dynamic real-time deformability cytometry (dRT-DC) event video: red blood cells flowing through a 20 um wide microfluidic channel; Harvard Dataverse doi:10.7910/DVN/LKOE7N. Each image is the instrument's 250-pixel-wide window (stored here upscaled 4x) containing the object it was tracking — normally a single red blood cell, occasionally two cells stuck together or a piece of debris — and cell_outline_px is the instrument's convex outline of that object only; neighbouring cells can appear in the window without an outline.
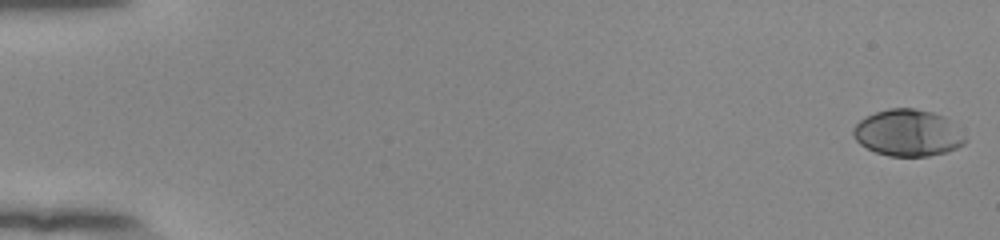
{"species": "human", "species_latin": "Homo sapiens", "temperature_condition": "room temperature", "stored_images_in_passage": 54, "camera_frame_rate_fps": 3000, "um_per_image_px": 0.085, "donor": {"sex": "female"}, "frame": {"image": 1, "passage_image": 1, "time_ms": 0.0, "image_size_px": [1000, 240], "cell_outline_px": [[968, 140], [964, 144], [948, 152], [928, 156], [888, 156], [876, 152], [860, 144], [852, 136], [852, 128], [860, 120], [876, 112], [888, 108], [916, 108], [932, 112], [944, 116]], "centroid_in_image_um": [77.15, 11.3], "position_along_channel_um": 7.8, "area_um2": 30.35}}
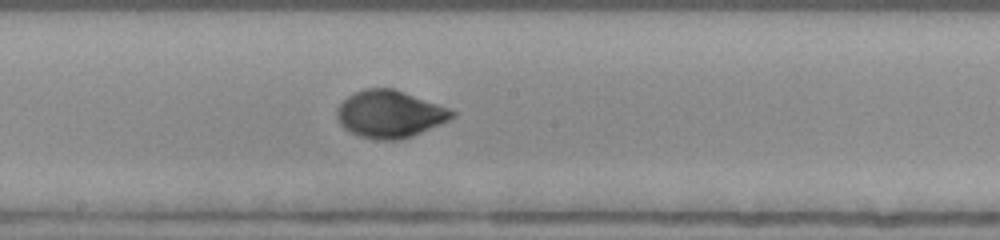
{"frame": {"image": 2, "passage_image": 31, "time_ms": 10.0, "image_size_px": [1000, 240], "cell_outline_px": [[456, 116], [448, 120], [412, 136], [400, 140], [376, 140], [360, 136], [344, 128], [340, 124], [336, 116], [336, 108], [348, 96], [364, 88], [392, 88], [404, 92], [448, 108], [456, 112]], "centroid_in_image_um": [33.1, 9.7], "position_along_channel_um": 215.1, "area_um2": 31.44}}
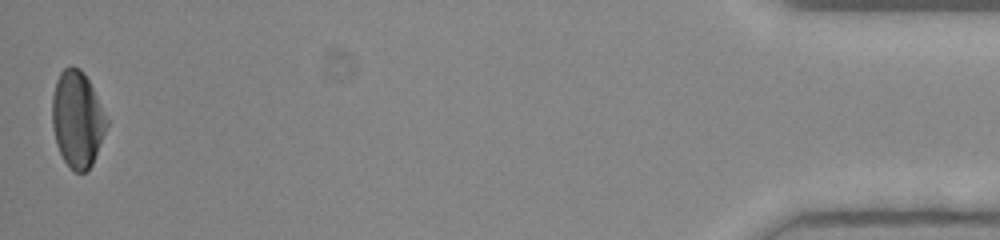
{"frame": {"image": 3, "passage_image": 54, "time_ms": 17.667, "image_size_px": [1000, 240], "cell_outline_px": [[108, 124], [92, 164], [84, 172], [76, 172], [64, 160], [56, 144], [52, 128], [52, 96], [56, 80], [60, 72], [64, 68], [72, 64], [80, 68], [84, 72], [108, 120]], "centroid_in_image_um": [6.55, 10.09], "position_along_channel_um": 428.7, "area_um2": 30.35}, "authors_computed_cell_mechanics": {"area_um2": 30.3161, "velocity_mm_per_s": 3.8946, "shape_relaxation_time_tau1_ms": 2.8676, "shape_relaxation_time_tau2_ms": null, "deformation_change_tau1": 0.1653, "deformation_change_tau2": null}}